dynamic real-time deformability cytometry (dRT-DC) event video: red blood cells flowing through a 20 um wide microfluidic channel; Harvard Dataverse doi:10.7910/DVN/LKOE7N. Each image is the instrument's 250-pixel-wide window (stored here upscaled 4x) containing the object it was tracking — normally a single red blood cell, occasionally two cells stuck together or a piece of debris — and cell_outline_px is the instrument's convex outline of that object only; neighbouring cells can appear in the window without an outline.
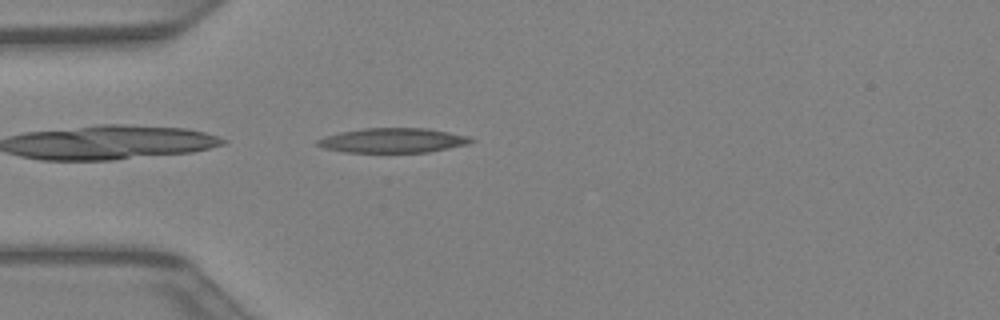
{"species": "Egyptian fruit bat (a non-hibernating species)", "species_latin": "Rousettus aegyptiacus", "temperature_condition": "warm", "stored_images_in_passage": 31, "camera_frame_rate_fps": 3000, "um_per_image_px": 0.085, "animal": {"sex": "female"}, "frame": {"image": 1, "passage_image": 1, "time_ms": 0.0, "image_size_px": [1000, 320], "cell_outline_px": [[476, 140], [468, 144], [428, 152], [344, 152], [324, 148], [316, 144], [316, 140], [324, 136], [340, 132], [364, 128], [428, 128], [468, 136]], "centroid_in_image_um": [33.38, 11.93], "position_along_channel_um": 51.6, "area_um2": 22.02}}
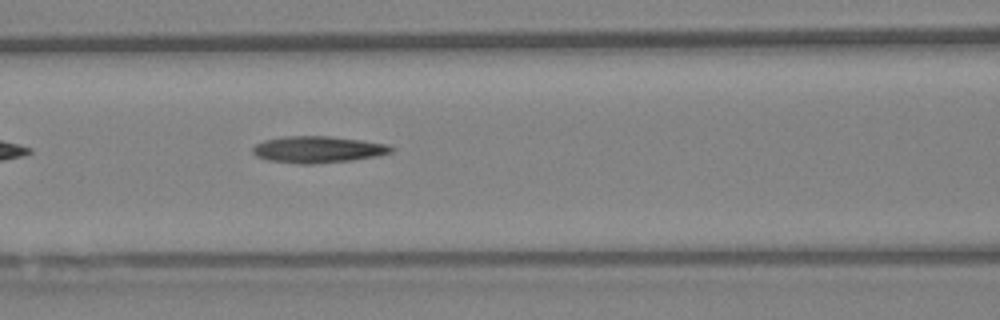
{"frame": {"image": 2, "passage_image": 7, "time_ms": 2.0, "image_size_px": [1000, 320], "cell_outline_px": [[396, 148], [392, 152], [376, 156], [352, 160], [312, 164], [300, 164], [268, 160], [256, 156], [252, 152], [252, 148], [256, 144], [264, 140], [284, 136], [328, 136], [360, 140], [388, 144]], "centroid_in_image_um": [27.02, 12.7], "position_along_channel_um": 139.6, "area_um2": 21.5}}
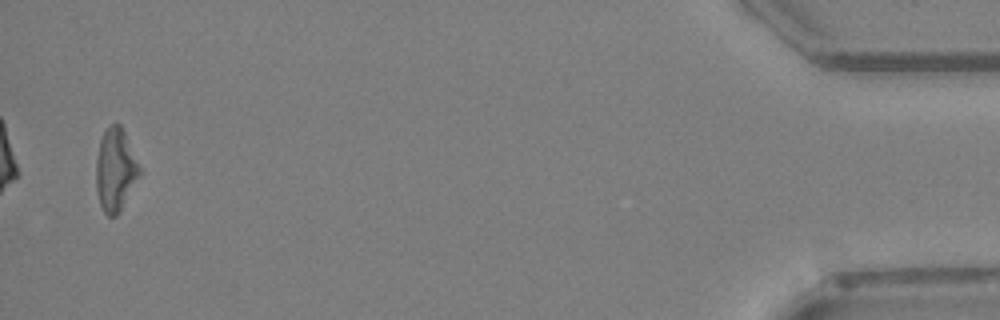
{"frame": {"image": 3, "passage_image": 30, "time_ms": 9.667, "image_size_px": [1000, 320], "cell_outline_px": [[140, 176], [120, 212], [116, 216], [108, 216], [104, 212], [100, 204], [96, 188], [96, 160], [100, 140], [104, 132], [112, 124], [120, 124], [124, 132], [140, 168]], "centroid_in_image_um": [9.8, 14.48], "position_along_channel_um": 425.4, "area_um2": 20.69}}